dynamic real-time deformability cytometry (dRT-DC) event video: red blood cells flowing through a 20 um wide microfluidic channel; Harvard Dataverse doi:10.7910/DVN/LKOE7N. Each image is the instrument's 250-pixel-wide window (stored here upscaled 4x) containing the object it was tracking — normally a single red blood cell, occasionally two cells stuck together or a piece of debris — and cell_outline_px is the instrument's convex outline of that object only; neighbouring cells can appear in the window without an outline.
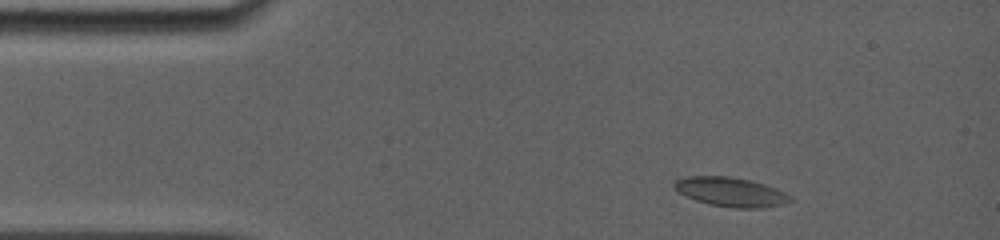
{"species": "common noctule bat (a hibernating species)", "species_latin": "Nyctalus noctula", "temperature_condition": "room temperature", "stored_images_in_passage": 7, "camera_frame_rate_fps": 5000, "um_per_image_px": 0.085, "animal": {"sex": "female", "body_mass_g": 19.0, "forearm_length_mm": 56.7}, "frame": {"image": 1, "passage_image": 4, "time_ms": 1.6, "image_size_px": [1000, 240], "cell_outline_px": [[792, 200], [784, 204], [764, 208], [732, 208], [708, 204], [696, 200], [672, 188], [672, 184], [676, 180], [688, 176], [728, 176], [748, 180], [764, 184], [776, 188], [792, 196]], "centroid_in_image_um": [62.13, 16.32], "position_along_channel_um": 22.9, "area_um2": 19.77}}